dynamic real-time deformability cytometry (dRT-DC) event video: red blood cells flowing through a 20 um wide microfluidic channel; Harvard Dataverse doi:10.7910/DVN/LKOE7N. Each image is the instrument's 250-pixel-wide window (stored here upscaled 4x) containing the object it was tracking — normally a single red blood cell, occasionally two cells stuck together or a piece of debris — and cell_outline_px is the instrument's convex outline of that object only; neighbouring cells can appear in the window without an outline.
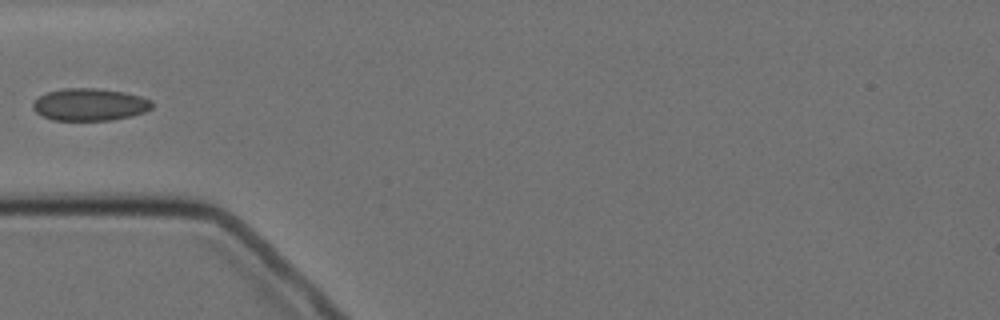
{"species": "Egyptian fruit bat (a non-hibernating species)", "species_latin": "Rousettus aegyptiacus", "temperature_condition": "cold", "stored_images_in_passage": 5, "camera_frame_rate_fps": 3000, "um_per_image_px": 0.085, "animal": {"sex": "female"}, "frame": {"image": 1, "passage_image": 5, "time_ms": 4.667, "image_size_px": [1000, 320], "cell_outline_px": [[152, 108], [144, 112], [132, 116], [112, 120], [52, 120], [36, 112], [32, 108], [32, 104], [40, 96], [48, 92], [64, 88], [96, 88], [124, 92], [140, 96], [152, 100]], "centroid_in_image_um": [7.65, 8.89], "position_along_channel_um": 77.4, "area_um2": 22.37}}